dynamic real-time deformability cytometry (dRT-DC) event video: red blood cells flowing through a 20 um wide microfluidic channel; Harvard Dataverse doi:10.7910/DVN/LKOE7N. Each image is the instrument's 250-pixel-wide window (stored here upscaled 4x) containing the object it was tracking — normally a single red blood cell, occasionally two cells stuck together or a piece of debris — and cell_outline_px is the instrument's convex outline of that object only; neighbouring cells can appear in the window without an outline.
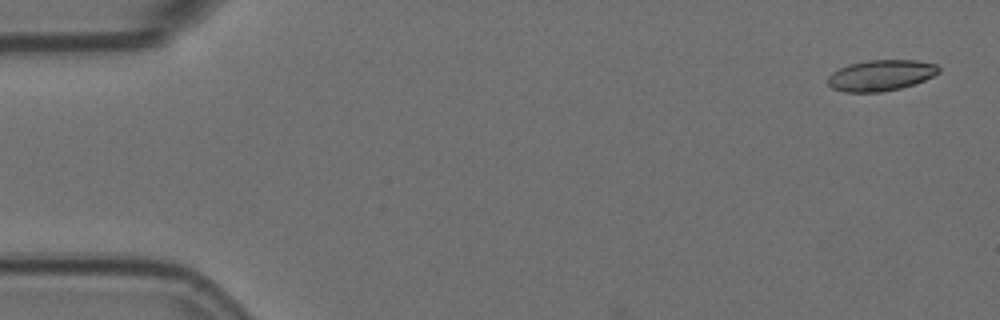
{"species": "Egyptian fruit bat (a non-hibernating species)", "species_latin": "Rousettus aegyptiacus", "temperature_condition": "room temperature", "stored_images_in_passage": 3, "camera_frame_rate_fps": 3000, "um_per_image_px": 0.085, "animal": {"sex": "female"}, "frame": {"image": 1, "passage_image": 1, "time_ms": 0.0, "image_size_px": [1000, 320], "cell_outline_px": [[940, 72], [924, 80], [900, 88], [880, 92], [844, 92], [832, 88], [828, 84], [828, 76], [832, 72], [848, 64], [868, 60], [916, 60], [936, 64], [940, 68]], "centroid_in_image_um": [74.86, 6.4], "position_along_channel_um": 10.1, "area_um2": 19.94}}